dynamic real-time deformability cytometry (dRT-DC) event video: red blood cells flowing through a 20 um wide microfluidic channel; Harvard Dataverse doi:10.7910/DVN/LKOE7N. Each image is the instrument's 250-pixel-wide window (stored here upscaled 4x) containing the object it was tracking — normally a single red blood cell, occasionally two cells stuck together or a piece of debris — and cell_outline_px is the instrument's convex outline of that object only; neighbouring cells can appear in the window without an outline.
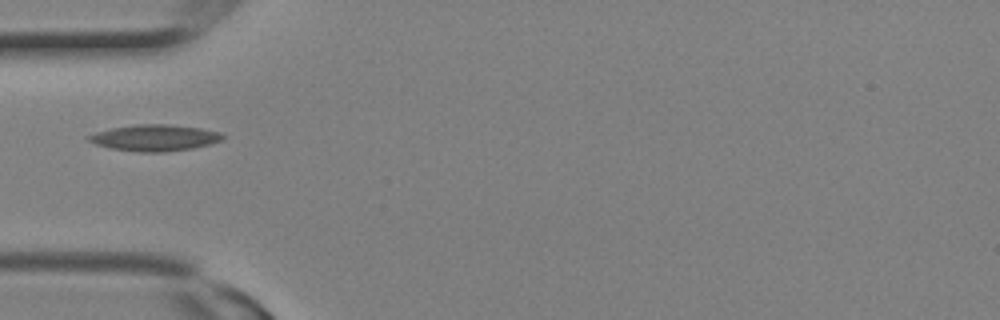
{"species": "Egyptian fruit bat (a non-hibernating species)", "species_latin": "Rousettus aegyptiacus", "temperature_condition": "room temperature", "stored_images_in_passage": 1, "camera_frame_rate_fps": 3000, "um_per_image_px": 0.085, "animal": {"sex": "female"}, "frame": {"image": 1, "passage_image": 1, "time_ms": 0.0, "image_size_px": [1000, 320], "cell_outline_px": [[224, 136], [220, 140], [208, 144], [192, 148], [164, 152], [140, 152], [112, 148], [96, 144], [88, 140], [84, 136], [96, 132], [112, 128], [140, 124], [164, 124], [200, 128], [220, 132]], "centroid_in_image_um": [13.11, 11.71], "position_along_channel_um": 71.9, "area_um2": 20.23}}